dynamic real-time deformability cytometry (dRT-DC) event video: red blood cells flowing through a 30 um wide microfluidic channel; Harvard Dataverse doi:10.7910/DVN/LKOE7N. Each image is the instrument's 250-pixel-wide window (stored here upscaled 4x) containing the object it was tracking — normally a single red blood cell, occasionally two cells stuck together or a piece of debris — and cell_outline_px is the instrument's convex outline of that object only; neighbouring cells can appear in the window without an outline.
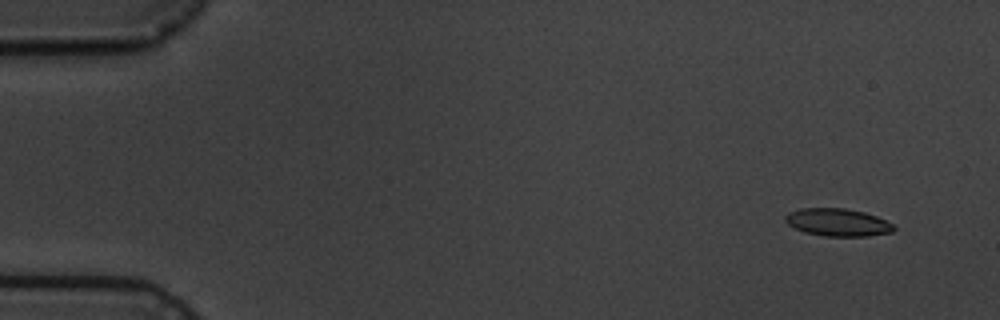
{"species": "common noctule bat (a hibernating species)", "species_latin": "Nyctalus noctula", "temperature_condition": "cold", "stored_images_in_passage": 7, "camera_frame_rate_fps": 3000, "um_per_image_px": 0.085, "animal": {"sex": "male", "body_mass_g": 19.5, "forearm_length_mm": 54.6}, "frame": {"image": 1, "passage_image": 2, "time_ms": 1.0, "image_size_px": [1000, 320], "cell_outline_px": [[896, 228], [892, 232], [868, 236], [824, 236], [804, 232], [788, 224], [784, 220], [784, 216], [788, 212], [800, 208], [844, 208], [864, 212], [876, 216], [892, 224]], "centroid_in_image_um": [71.18, 18.89], "position_along_channel_um": 13.8, "area_um2": 17.46}}
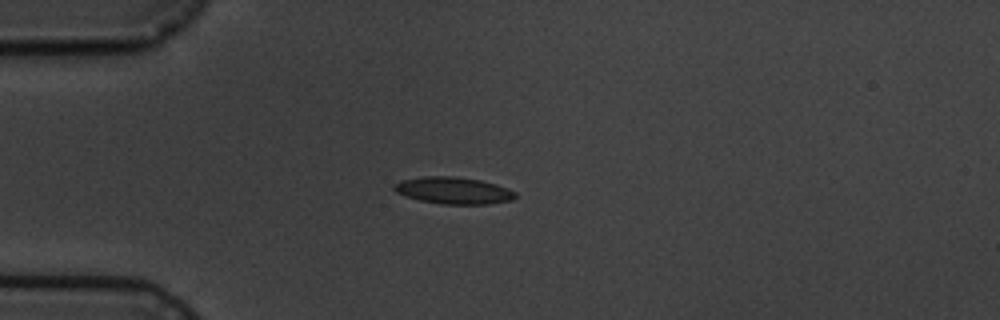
{"frame": {"image": 2, "passage_image": 5, "time_ms": 4.667, "image_size_px": [1000, 320], "cell_outline_px": [[516, 196], [512, 200], [488, 204], [440, 204], [420, 200], [404, 196], [396, 192], [392, 188], [400, 180], [424, 176], [452, 176], [480, 180], [496, 184], [508, 188], [516, 192]], "centroid_in_image_um": [38.54, 16.19], "position_along_channel_um": 46.5, "area_um2": 19.02}}
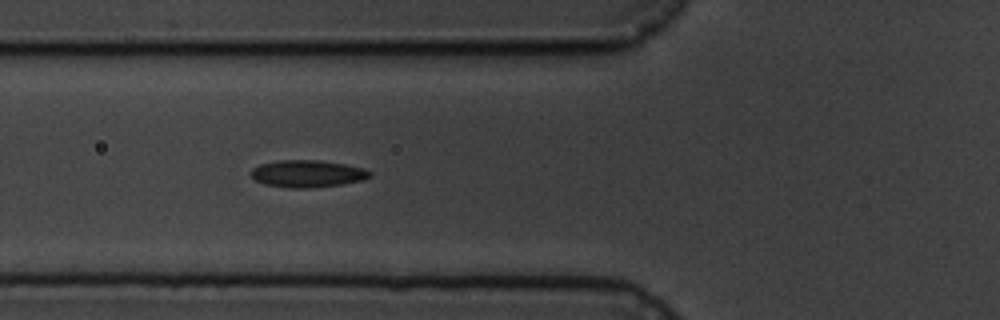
{"frame": {"image": 3, "passage_image": 7, "time_ms": 6.667, "image_size_px": [1000, 320], "cell_outline_px": [[372, 176], [360, 180], [340, 184], [304, 188], [292, 188], [264, 184], [256, 180], [248, 172], [252, 168], [260, 164], [280, 160], [320, 160], [344, 164], [364, 168], [372, 172]], "centroid_in_image_um": [26.1, 14.75], "position_along_channel_um": 99.7, "area_um2": 18.67}}